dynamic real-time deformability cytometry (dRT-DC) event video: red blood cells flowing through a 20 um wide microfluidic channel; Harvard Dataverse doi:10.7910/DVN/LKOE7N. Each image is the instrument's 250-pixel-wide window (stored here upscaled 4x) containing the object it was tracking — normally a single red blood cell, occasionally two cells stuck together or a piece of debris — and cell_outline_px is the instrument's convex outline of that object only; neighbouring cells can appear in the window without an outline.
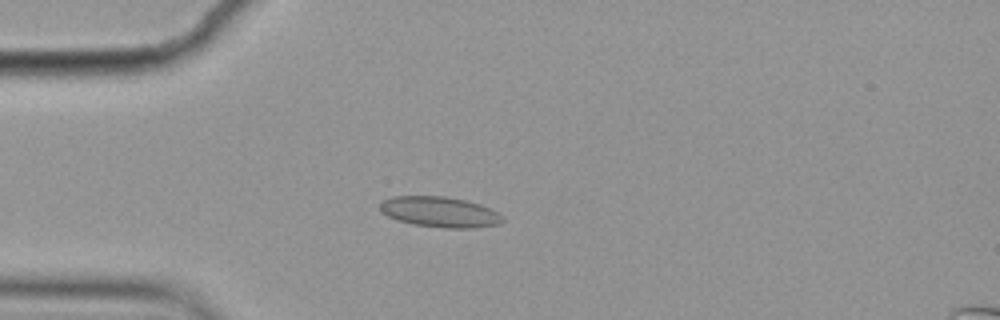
{"species": "common noctule bat (a hibernating species)", "species_latin": "Nyctalus noctula", "temperature_condition": "cold", "stored_images_in_passage": 2, "camera_frame_rate_fps": 3000, "um_per_image_px": 0.085, "animal": {"sex": "female", "body_mass_g": 19.9}, "frame": {"image": 1, "passage_image": 2, "time_ms": 0.333, "image_size_px": [1000, 320], "cell_outline_px": [[504, 220], [500, 224], [472, 228], [444, 228], [412, 224], [388, 216], [380, 212], [380, 204], [384, 200], [392, 196], [444, 196], [464, 200], [480, 204], [504, 216]], "centroid_in_image_um": [37.38, 18.02], "position_along_channel_um": 47.6, "area_um2": 21.73}}